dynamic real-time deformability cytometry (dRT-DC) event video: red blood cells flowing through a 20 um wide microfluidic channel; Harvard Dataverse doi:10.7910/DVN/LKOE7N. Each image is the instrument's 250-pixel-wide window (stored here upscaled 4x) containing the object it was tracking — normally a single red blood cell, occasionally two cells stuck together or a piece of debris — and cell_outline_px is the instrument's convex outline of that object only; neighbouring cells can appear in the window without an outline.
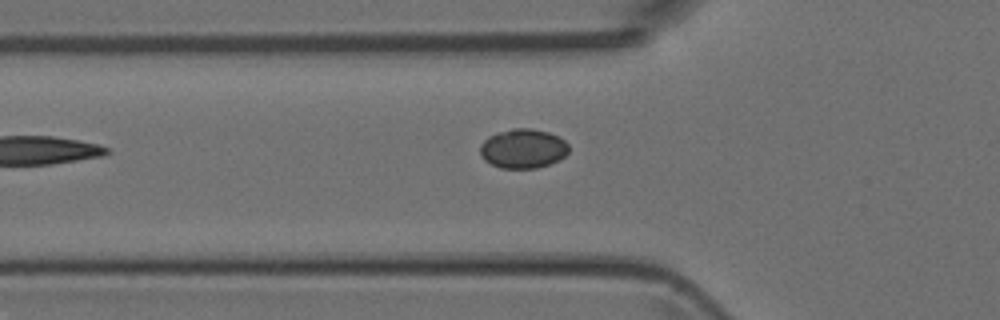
{"species": "Egyptian fruit bat (a non-hibernating species)", "species_latin": "Rousettus aegyptiacus", "temperature_condition": "room temperature", "stored_images_in_passage": 5, "camera_frame_rate_fps": 3000, "um_per_image_px": 0.085, "animal": {"sex": "female"}, "frame": {"image": 1, "passage_image": 5, "time_ms": 4.333, "image_size_px": [1000, 320], "cell_outline_px": [[568, 152], [560, 160], [536, 168], [500, 168], [484, 160], [480, 156], [480, 144], [488, 136], [496, 132], [512, 128], [532, 128], [548, 132], [560, 136], [568, 144]], "centroid_in_image_um": [44.44, 12.62], "position_along_channel_um": 81.4, "area_um2": 20.58}}